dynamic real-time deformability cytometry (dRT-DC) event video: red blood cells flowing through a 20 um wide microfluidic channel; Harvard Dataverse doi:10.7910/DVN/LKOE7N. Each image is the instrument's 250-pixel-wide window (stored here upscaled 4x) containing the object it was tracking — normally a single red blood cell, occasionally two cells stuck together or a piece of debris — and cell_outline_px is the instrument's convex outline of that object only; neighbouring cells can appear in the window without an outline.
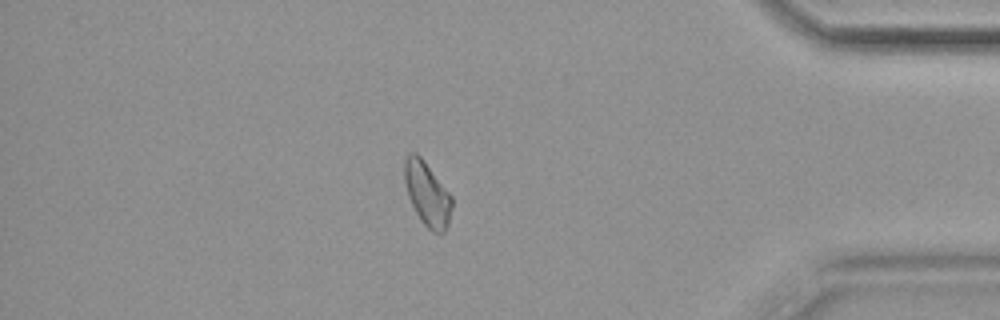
{"species": "common noctule bat (a hibernating species)", "species_latin": "Nyctalus noctula", "temperature_condition": "cold", "stored_images_in_passage": 56, "camera_frame_rate_fps": 3000, "um_per_image_px": 0.085, "animal": {"sex": "female", "body_mass_g": 19.9}, "frame": {"image": 1, "passage_image": 48, "time_ms": 15.667, "image_size_px": [1000, 320], "cell_outline_px": [[452, 208], [448, 224], [444, 232], [432, 232], [420, 220], [408, 196], [404, 180], [404, 160], [408, 152], [416, 152], [420, 156], [452, 196]], "centroid_in_image_um": [36.3, 16.47], "position_along_channel_um": 398.9, "area_um2": 17.57}}